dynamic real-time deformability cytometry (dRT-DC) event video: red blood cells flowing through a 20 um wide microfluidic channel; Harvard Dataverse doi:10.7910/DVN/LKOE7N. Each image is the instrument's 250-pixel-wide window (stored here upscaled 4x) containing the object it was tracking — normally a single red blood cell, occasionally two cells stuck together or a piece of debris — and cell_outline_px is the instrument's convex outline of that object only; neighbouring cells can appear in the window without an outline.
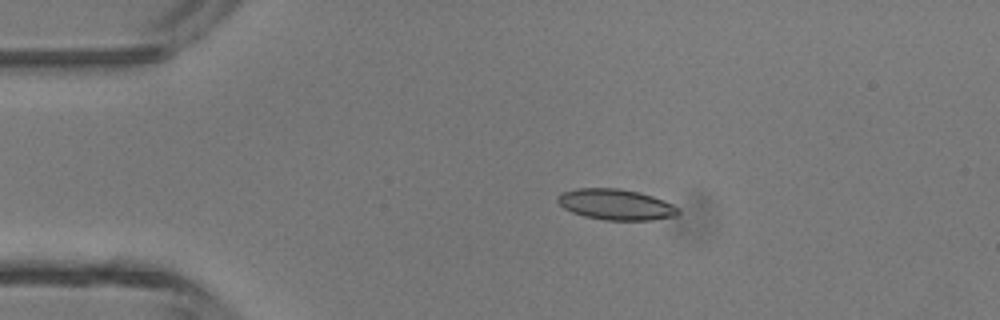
{"species": "common noctule bat (a hibernating species)", "species_latin": "Nyctalus noctula", "temperature_condition": "room temperature", "stored_images_in_passage": 38, "camera_frame_rate_fps": 3000, "um_per_image_px": 0.085, "animal": {"sex": "male", "body_mass_g": 13.3}, "frame": {"image": 1, "passage_image": 1, "time_ms": 0.0, "image_size_px": [1000, 320], "cell_outline_px": [[680, 212], [676, 216], [652, 220], [604, 220], [584, 216], [572, 212], [564, 208], [556, 200], [556, 196], [564, 192], [576, 188], [620, 188], [640, 192], [664, 200], [680, 208]], "centroid_in_image_um": [52.37, 17.38], "position_along_channel_um": 32.6, "area_um2": 21.79}}
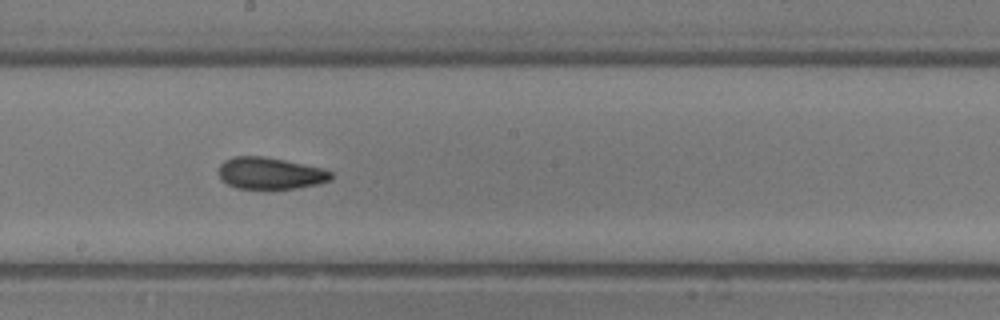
{"frame": {"image": 2, "passage_image": 17, "time_ms": 5.333, "image_size_px": [1000, 320], "cell_outline_px": [[332, 180], [316, 184], [296, 188], [236, 188], [220, 180], [220, 164], [224, 160], [232, 156], [264, 156], [324, 168], [332, 172]], "centroid_in_image_um": [22.97, 14.71], "position_along_channel_um": 225.2, "area_um2": 20.75}}
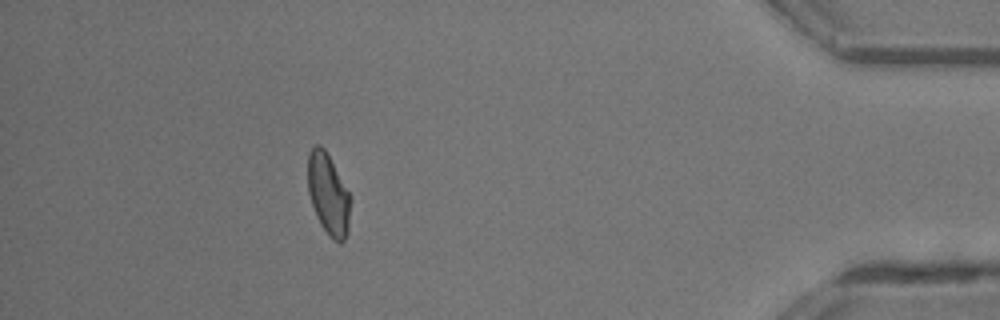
{"frame": {"image": 3, "passage_image": 33, "time_ms": 10.667, "image_size_px": [1000, 320], "cell_outline_px": [[348, 232], [344, 240], [340, 244], [332, 240], [320, 224], [316, 216], [308, 192], [308, 152], [316, 144], [320, 144], [324, 148], [348, 192]], "centroid_in_image_um": [27.86, 16.53], "position_along_channel_um": 407.3, "area_um2": 19.65}, "authors_computed_cell_mechanics": {"area_um2": 20.6924, "velocity_mm_per_s": 4.4604, "shape_relaxation_time_tau1_ms": null, "shape_relaxation_time_tau2_ms": 1.9857, "deformation_change_tau1": null, "deformation_change_tau2": 0.088}}